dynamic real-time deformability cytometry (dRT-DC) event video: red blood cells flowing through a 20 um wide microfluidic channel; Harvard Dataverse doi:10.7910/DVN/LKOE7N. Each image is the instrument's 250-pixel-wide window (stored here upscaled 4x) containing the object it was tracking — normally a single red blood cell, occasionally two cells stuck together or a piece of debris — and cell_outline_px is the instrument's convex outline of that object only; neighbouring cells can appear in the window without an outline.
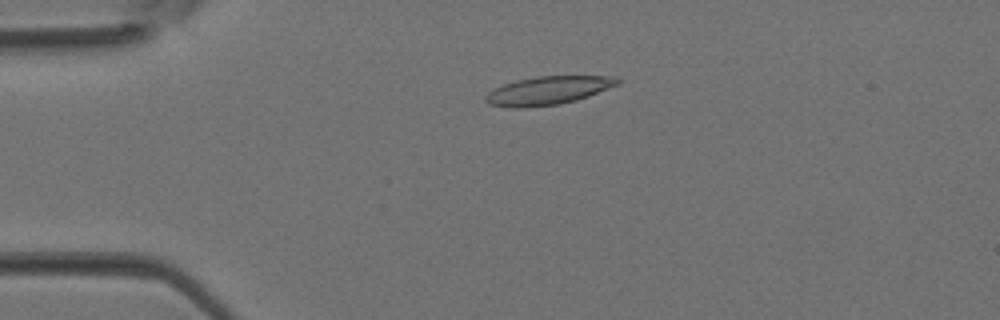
{"species": "Egyptian fruit bat (a non-hibernating species)", "species_latin": "Rousettus aegyptiacus", "temperature_condition": "room temperature", "stored_images_in_passage": 3, "camera_frame_rate_fps": 3000, "um_per_image_px": 0.085, "animal": {"sex": "female"}, "frame": {"image": 1, "passage_image": 1, "time_ms": 0.0, "image_size_px": [1000, 320], "cell_outline_px": [[620, 84], [588, 96], [576, 100], [556, 104], [524, 108], [512, 108], [488, 104], [484, 100], [484, 96], [488, 92], [504, 84], [516, 80], [536, 76], [612, 76], [620, 80]], "centroid_in_image_um": [46.56, 7.69], "position_along_channel_um": 38.4, "area_um2": 21.73}}